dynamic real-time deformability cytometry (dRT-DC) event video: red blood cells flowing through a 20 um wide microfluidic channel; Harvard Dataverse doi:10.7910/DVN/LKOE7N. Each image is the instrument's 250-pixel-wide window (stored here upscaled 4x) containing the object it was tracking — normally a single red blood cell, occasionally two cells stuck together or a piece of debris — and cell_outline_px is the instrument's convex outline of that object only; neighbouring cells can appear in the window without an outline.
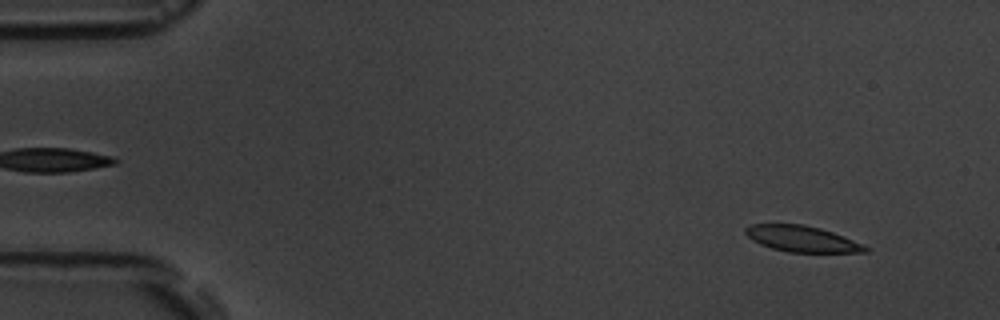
{"species": "common noctule bat (a hibernating species)", "species_latin": "Nyctalus noctula", "temperature_condition": "room temperature", "stored_images_in_passage": 4, "camera_frame_rate_fps": 3000, "um_per_image_px": 0.085, "animal": {"sex": "male", "body_mass_g": 19.5, "forearm_length_mm": 54.6}, "frame": {"image": 1, "passage_image": 1, "time_ms": 0.0, "image_size_px": [1000, 320], "cell_outline_px": [[872, 248], [868, 252], [788, 252], [772, 248], [760, 244], [752, 240], [744, 232], [744, 228], [752, 224], [804, 224], [820, 228], [832, 232]], "centroid_in_image_um": [68.16, 20.3], "position_along_channel_um": 16.8, "area_um2": 18.09}}